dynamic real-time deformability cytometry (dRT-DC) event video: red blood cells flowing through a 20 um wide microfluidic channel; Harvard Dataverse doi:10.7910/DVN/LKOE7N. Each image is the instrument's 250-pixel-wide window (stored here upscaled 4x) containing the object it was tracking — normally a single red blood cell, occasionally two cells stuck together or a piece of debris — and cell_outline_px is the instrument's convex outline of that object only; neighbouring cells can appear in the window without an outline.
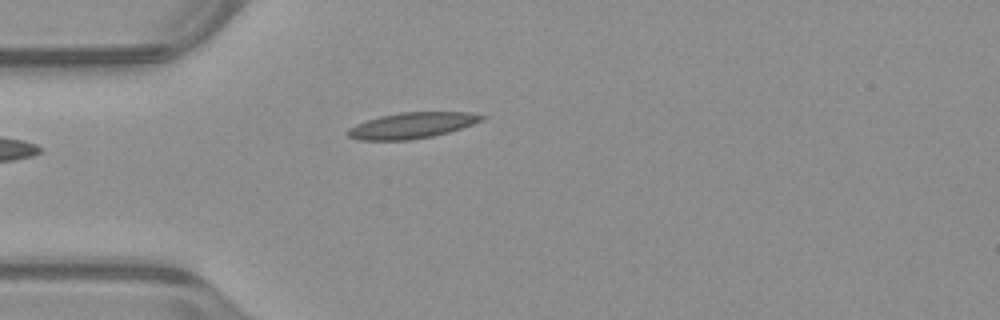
{"species": "common noctule bat (a hibernating species)", "species_latin": "Nyctalus noctula", "temperature_condition": "warm", "stored_images_in_passage": 36, "camera_frame_rate_fps": 3000, "um_per_image_px": 0.085, "animal": {"sex": "male", "body_mass_g": 23.1, "forearm_length_mm": 52.7}, "frame": {"image": 1, "passage_image": 1, "time_ms": 0.0, "image_size_px": [1000, 320], "cell_outline_px": [[488, 116], [484, 120], [448, 132], [432, 136], [412, 140], [360, 140], [348, 136], [344, 132], [348, 128], [356, 124], [380, 116], [400, 112], [468, 112]], "centroid_in_image_um": [35.0, 10.66], "position_along_channel_um": 50.0, "area_um2": 20.23}}
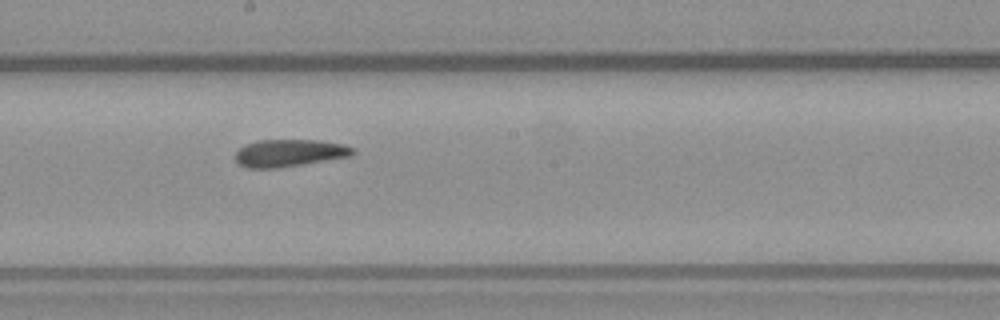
{"frame": {"image": 2, "passage_image": 15, "time_ms": 4.667, "image_size_px": [1000, 320], "cell_outline_px": [[356, 152], [352, 156], [276, 168], [248, 168], [240, 164], [236, 160], [236, 152], [240, 148], [256, 140], [320, 140], [344, 144], [356, 148]], "centroid_in_image_um": [24.66, 12.99], "position_along_channel_um": 223.5, "area_um2": 18.67}}
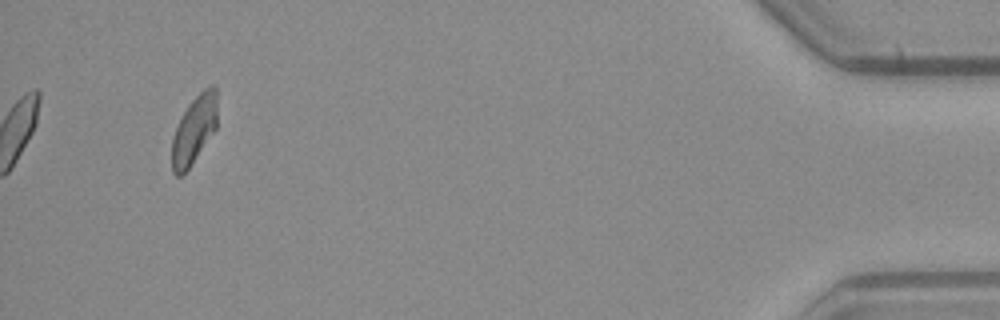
{"frame": {"image": 3, "passage_image": 36, "time_ms": 11.667, "image_size_px": [1000, 320], "cell_outline_px": [[216, 128], [188, 168], [180, 176], [176, 176], [172, 172], [172, 136], [188, 104], [208, 84], [216, 84]], "centroid_in_image_um": [16.5, 10.99], "position_along_channel_um": 418.7, "area_um2": 17.69}, "authors_computed_cell_mechanics": {"area_um2": 19.1318, "velocity_mm_per_s": 3.9387, "shape_relaxation_time_tau1_ms": null, "shape_relaxation_time_tau2_ms": 5.8206, "deformation_change_tau1": null, "deformation_change_tau2": 0.1244}}